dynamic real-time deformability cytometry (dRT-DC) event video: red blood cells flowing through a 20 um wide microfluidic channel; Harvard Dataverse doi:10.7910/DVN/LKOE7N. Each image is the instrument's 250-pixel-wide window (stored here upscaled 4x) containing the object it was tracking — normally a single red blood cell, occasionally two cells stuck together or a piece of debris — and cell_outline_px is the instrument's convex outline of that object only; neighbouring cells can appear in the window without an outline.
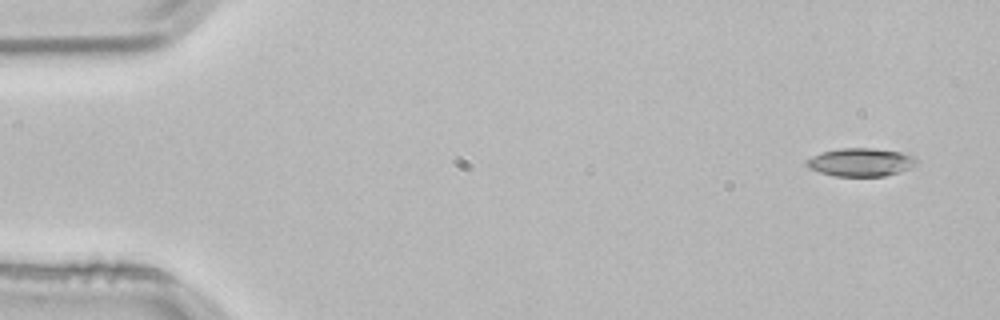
{"species": "common noctule bat (a hibernating species)", "species_latin": "Nyctalus noctula", "temperature_condition": "room temperature", "stored_images_in_passage": 4, "camera_frame_rate_fps": 3000, "um_per_image_px": 0.085, "animal": {"sex": "male", "body_mass_g": 21.5, "forearm_length_mm": 52.0}, "frame": {"image": 1, "passage_image": 1, "time_ms": 0.0, "image_size_px": [1000, 320], "cell_outline_px": [[916, 164], [900, 172], [884, 176], [836, 176], [820, 172], [808, 168], [808, 160], [812, 156], [824, 152], [840, 148], [872, 148], [904, 152], [916, 156]], "centroid_in_image_um": [73.22, 13.78], "position_along_channel_um": 11.8, "area_um2": 17.92}}
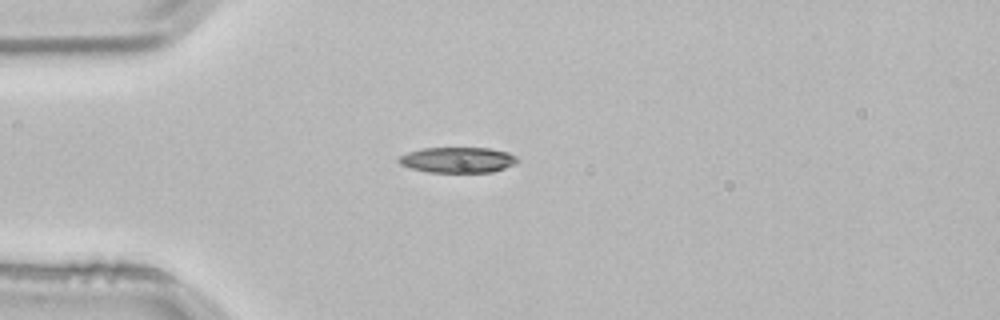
{"frame": {"image": 2, "passage_image": 4, "time_ms": 1.0, "image_size_px": [1000, 320], "cell_outline_px": [[520, 160], [516, 164], [492, 172], [428, 172], [412, 168], [400, 164], [396, 160], [396, 156], [408, 152], [424, 148], [488, 148], [508, 152], [516, 156]], "centroid_in_image_um": [38.9, 13.59], "position_along_channel_um": 46.1, "area_um2": 17.8}}